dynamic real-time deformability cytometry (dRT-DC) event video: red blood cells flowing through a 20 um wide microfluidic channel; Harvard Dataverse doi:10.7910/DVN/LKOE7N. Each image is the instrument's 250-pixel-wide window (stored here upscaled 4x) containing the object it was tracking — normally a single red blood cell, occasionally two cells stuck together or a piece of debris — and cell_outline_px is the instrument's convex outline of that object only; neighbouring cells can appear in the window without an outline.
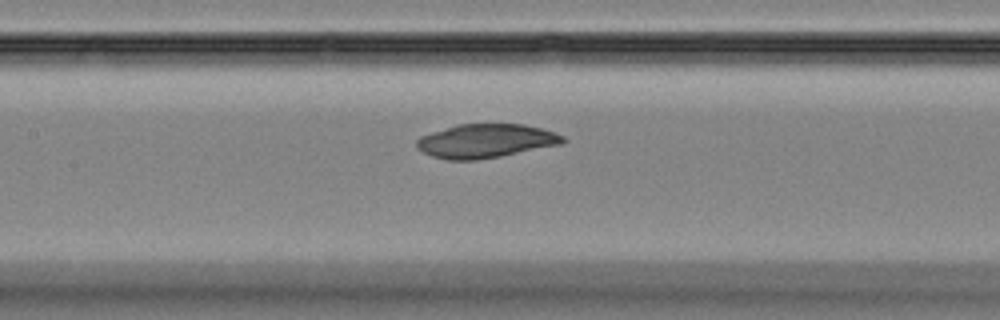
{"species": "Egyptian fruit bat (a non-hibernating species)", "species_latin": "Rousettus aegyptiacus", "temperature_condition": "room temperature", "stored_images_in_passage": 47, "camera_frame_rate_fps": 3000, "um_per_image_px": 0.085, "animal": {"sex": "female"}, "frame": {"image": 1, "passage_image": 23, "time_ms": 7.333, "image_size_px": [1000, 320], "cell_outline_px": [[568, 140], [560, 144], [500, 156], [476, 160], [444, 160], [432, 156], [416, 148], [416, 140], [420, 136], [456, 124], [524, 124], [556, 132], [564, 136]], "centroid_in_image_um": [41.27, 11.98], "position_along_channel_um": 166.1, "area_um2": 28.84}}
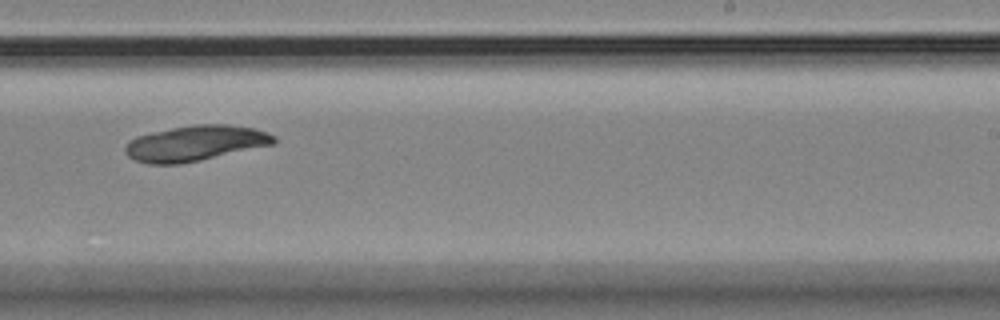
{"frame": {"image": 2, "passage_image": 31, "time_ms": 10.0, "image_size_px": [1000, 320], "cell_outline_px": [[276, 144], [200, 160], [180, 164], [148, 164], [136, 160], [128, 156], [124, 152], [124, 148], [128, 140], [136, 136], [152, 132], [192, 124], [228, 124], [252, 128], [268, 132], [276, 136]], "centroid_in_image_um": [16.6, 12.17], "position_along_channel_um": 272.4, "area_um2": 30.92}}
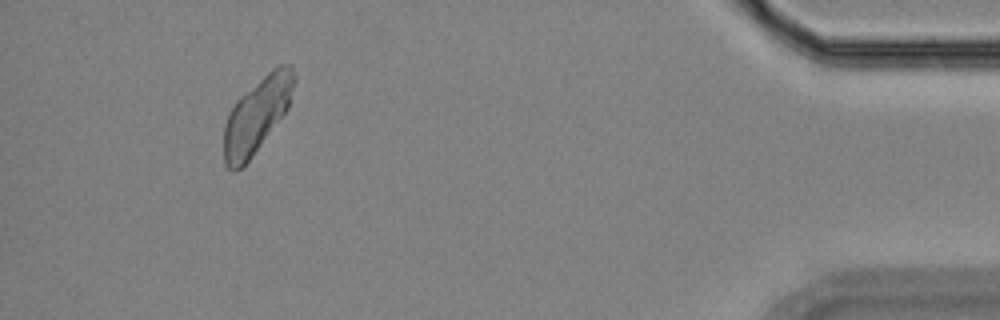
{"frame": {"image": 3, "passage_image": 46, "time_ms": 15.0, "image_size_px": [1000, 320], "cell_outline_px": [[296, 80], [288, 108], [244, 168], [232, 172], [224, 164], [224, 124], [228, 112], [236, 100], [240, 96], [272, 68], [280, 64], [292, 64], [296, 76]], "centroid_in_image_um": [21.83, 9.79], "position_along_channel_um": 413.4, "area_um2": 31.04}}